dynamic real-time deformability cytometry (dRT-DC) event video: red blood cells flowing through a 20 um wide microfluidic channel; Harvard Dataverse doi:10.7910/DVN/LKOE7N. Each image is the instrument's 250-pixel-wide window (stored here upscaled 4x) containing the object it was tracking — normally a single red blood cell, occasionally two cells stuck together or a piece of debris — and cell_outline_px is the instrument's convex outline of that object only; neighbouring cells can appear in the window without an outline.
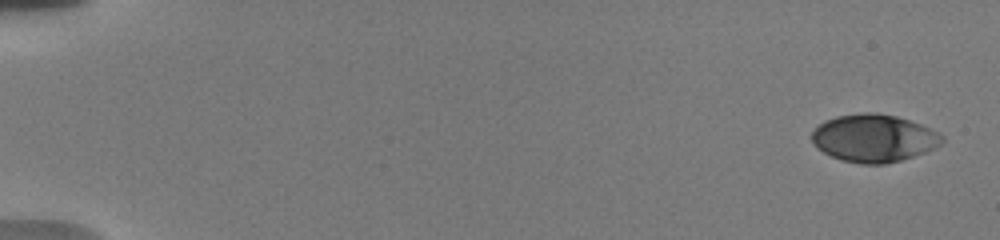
{"species": "human", "species_latin": "Homo sapiens", "temperature_condition": "warm", "stored_images_in_passage": 40, "camera_frame_rate_fps": 3000, "um_per_image_px": 0.085, "donor": {"sex": "male"}, "frame": {"image": 1, "passage_image": 1, "time_ms": 0.0, "image_size_px": [1000, 240], "cell_outline_px": [[944, 140], [940, 144], [924, 152], [900, 160], [884, 164], [860, 164], [840, 160], [816, 148], [812, 140], [812, 132], [824, 120], [836, 116], [860, 112], [876, 112], [896, 116], [920, 124], [944, 136]], "centroid_in_image_um": [74.23, 11.74], "position_along_channel_um": 10.8, "area_um2": 36.01}}
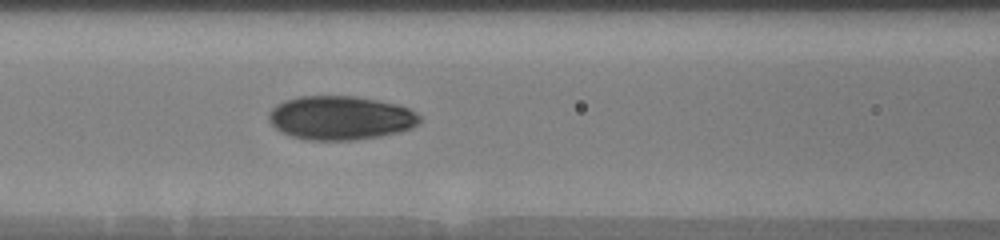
{"frame": {"image": 2, "passage_image": 17, "time_ms": 8.0, "image_size_px": [1000, 240], "cell_outline_px": [[420, 124], [412, 128], [400, 132], [380, 136], [356, 140], [308, 140], [292, 136], [280, 132], [268, 120], [268, 112], [276, 104], [284, 100], [300, 96], [356, 96], [396, 104], [408, 108], [416, 112], [420, 116]], "centroid_in_image_um": [28.93, 10.02], "position_along_channel_um": 137.7, "area_um2": 38.84}}
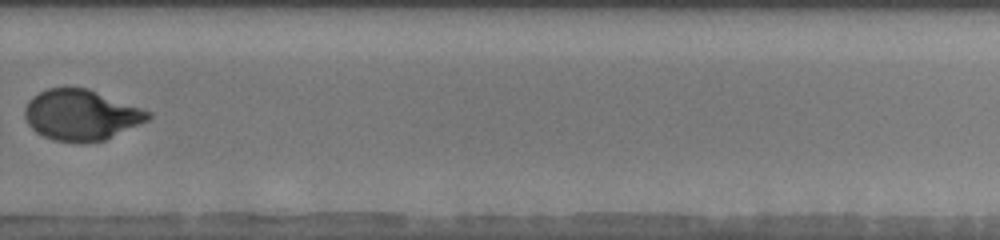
{"frame": {"image": 3, "passage_image": 28, "time_ms": 13.0, "image_size_px": [1000, 240], "cell_outline_px": [[152, 116], [148, 120], [140, 124], [104, 140], [52, 140], [36, 132], [28, 124], [24, 116], [24, 108], [28, 100], [32, 96], [48, 88], [88, 88], [152, 112]], "centroid_in_image_um": [6.88, 9.74], "position_along_channel_um": 322.9, "area_um2": 35.84}, "authors_computed_cell_mechanics": {"area_um2": 36.5296, "velocity_mm_per_s": 3.7166, "shape_relaxation_time_tau1_ms": 4.047, "shape_relaxation_time_tau2_ms": 0.9207, "deformation_change_tau1": 0.1755, "deformation_change_tau2": 0.0465}}